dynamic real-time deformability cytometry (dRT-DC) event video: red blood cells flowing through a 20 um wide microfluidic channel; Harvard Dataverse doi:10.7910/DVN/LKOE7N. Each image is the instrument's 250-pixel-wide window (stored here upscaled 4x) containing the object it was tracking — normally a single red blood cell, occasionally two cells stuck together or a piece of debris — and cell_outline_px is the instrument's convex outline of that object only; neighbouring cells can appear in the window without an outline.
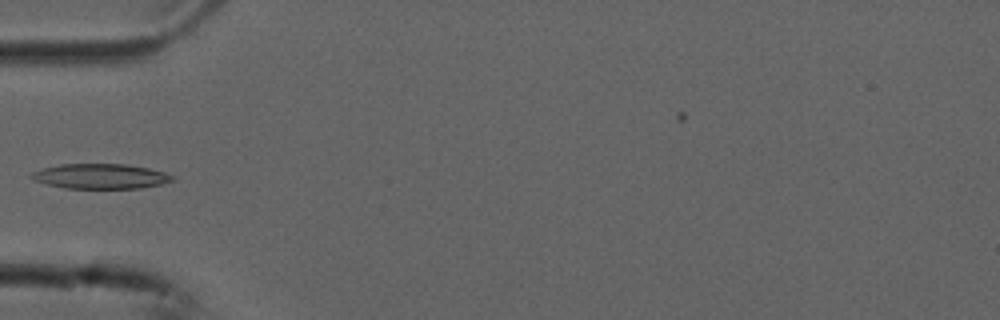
{"species": "common noctule bat (a hibernating species)", "species_latin": "Nyctalus noctula", "temperature_condition": "cold", "stored_images_in_passage": 5, "camera_frame_rate_fps": 3000, "um_per_image_px": 0.085, "animal": {"sex": "male", "forearm_length_mm": 52.5}, "frame": {"image": 1, "passage_image": 5, "time_ms": 1.333, "image_size_px": [1000, 320], "cell_outline_px": [[176, 180], [160, 184], [140, 188], [64, 188], [48, 184], [36, 180], [28, 176], [32, 172], [40, 168], [60, 164], [128, 164], [148, 168], [164, 172], [176, 176]], "centroid_in_image_um": [8.56, 14.97], "position_along_channel_um": 76.4, "area_um2": 20.58}}